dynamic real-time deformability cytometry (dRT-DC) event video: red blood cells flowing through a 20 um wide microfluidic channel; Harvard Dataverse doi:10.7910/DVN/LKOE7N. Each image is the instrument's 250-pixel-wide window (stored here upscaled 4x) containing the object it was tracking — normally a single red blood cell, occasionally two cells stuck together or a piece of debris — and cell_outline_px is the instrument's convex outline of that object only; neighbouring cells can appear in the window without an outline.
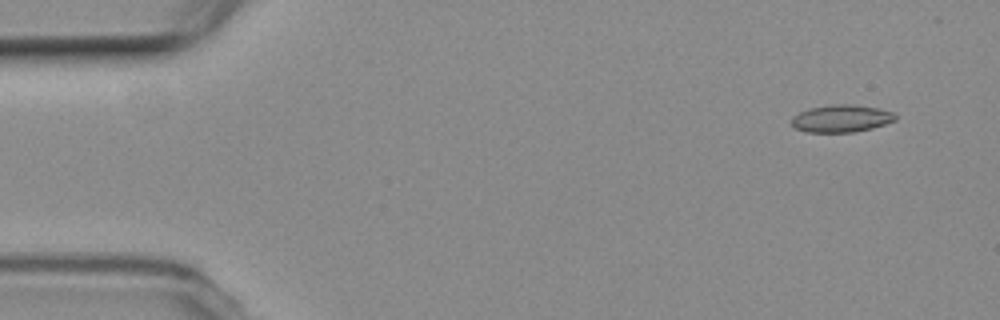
{"species": "common noctule bat (a hibernating species)", "species_latin": "Nyctalus noctula", "temperature_condition": "room temperature", "stored_images_in_passage": 5, "camera_frame_rate_fps": 3000, "um_per_image_px": 0.085, "animal": {"sex": "female", "body_mass_g": 19.3, "forearm_length_mm": 54.1}, "frame": {"image": 1, "passage_image": 2, "time_ms": 1.0, "image_size_px": [1000, 320], "cell_outline_px": [[896, 120], [872, 128], [852, 132], [808, 132], [796, 128], [792, 124], [792, 116], [800, 112], [812, 108], [832, 104], [852, 104], [876, 108], [892, 112], [896, 116]], "centroid_in_image_um": [71.51, 10.07], "position_along_channel_um": 13.5, "area_um2": 16.3}}
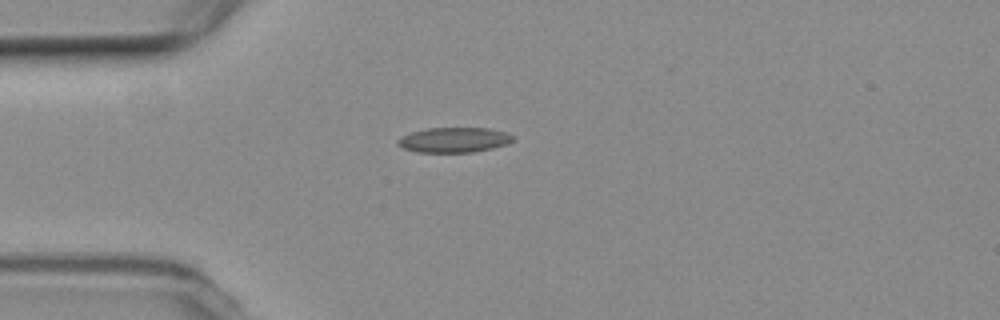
{"frame": {"image": 2, "passage_image": 5, "time_ms": 4.667, "image_size_px": [1000, 320], "cell_outline_px": [[512, 140], [508, 144], [492, 148], [472, 152], [416, 152], [404, 148], [396, 144], [396, 140], [412, 132], [428, 128], [488, 128], [508, 132], [512, 136]], "centroid_in_image_um": [38.6, 11.89], "position_along_channel_um": 46.4, "area_um2": 16.7}}